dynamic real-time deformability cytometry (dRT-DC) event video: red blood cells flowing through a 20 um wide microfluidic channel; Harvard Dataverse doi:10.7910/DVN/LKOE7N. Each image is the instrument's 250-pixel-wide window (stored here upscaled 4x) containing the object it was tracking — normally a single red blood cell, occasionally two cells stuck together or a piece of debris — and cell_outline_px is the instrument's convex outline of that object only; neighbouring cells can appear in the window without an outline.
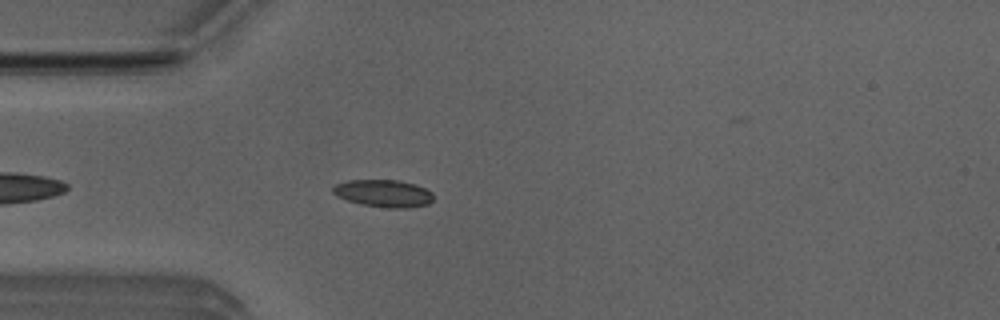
{"species": "Egyptian fruit bat (a non-hibernating species)", "species_latin": "Rousettus aegyptiacus", "temperature_condition": "room temperature", "stored_images_in_passage": 4, "camera_frame_rate_fps": 3000, "um_per_image_px": 0.085, "animal": {"sex": "male"}, "frame": {"image": 1, "passage_image": 4, "time_ms": 1.0, "image_size_px": [1000, 320], "cell_outline_px": [[432, 200], [428, 204], [412, 208], [388, 208], [360, 204], [336, 196], [332, 192], [332, 188], [336, 184], [348, 180], [396, 180], [416, 184], [432, 192]], "centroid_in_image_um": [32.6, 16.44], "position_along_channel_um": 52.4, "area_um2": 16.07}}